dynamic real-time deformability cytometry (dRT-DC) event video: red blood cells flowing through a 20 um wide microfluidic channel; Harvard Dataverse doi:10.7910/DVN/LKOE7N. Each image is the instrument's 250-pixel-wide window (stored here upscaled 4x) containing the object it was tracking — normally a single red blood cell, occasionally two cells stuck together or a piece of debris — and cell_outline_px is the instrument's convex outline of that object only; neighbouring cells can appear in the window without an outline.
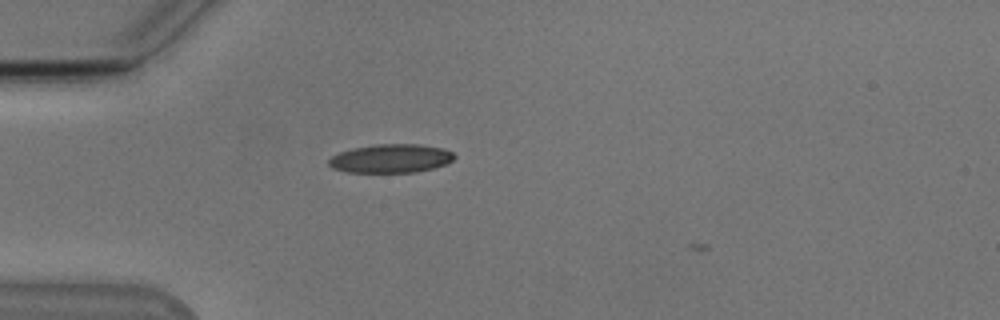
{"species": "Egyptian fruit bat (a non-hibernating species)", "species_latin": "Rousettus aegyptiacus", "temperature_condition": "cold", "stored_images_in_passage": 35, "camera_frame_rate_fps": 3000, "um_per_image_px": 0.085, "animal": {"sex": "male"}, "frame": {"image": 1, "passage_image": 2, "time_ms": 0.333, "image_size_px": [1000, 320], "cell_outline_px": [[456, 156], [448, 164], [416, 172], [348, 172], [332, 168], [328, 164], [328, 160], [332, 156], [340, 152], [352, 148], [376, 144], [416, 144], [444, 148], [452, 152]], "centroid_in_image_um": [33.23, 13.47], "position_along_channel_um": 51.8, "area_um2": 20.98}}
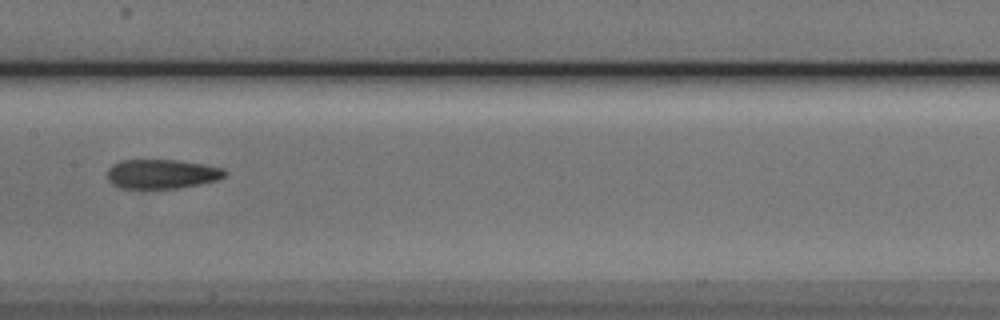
{"frame": {"image": 2, "passage_image": 14, "time_ms": 4.333, "image_size_px": [1000, 320], "cell_outline_px": [[224, 176], [216, 180], [200, 184], [176, 188], [120, 188], [112, 184], [108, 180], [108, 168], [112, 164], [120, 160], [176, 160], [204, 164], [224, 168]], "centroid_in_image_um": [13.71, 14.78], "position_along_channel_um": 193.7, "area_um2": 20.0}}
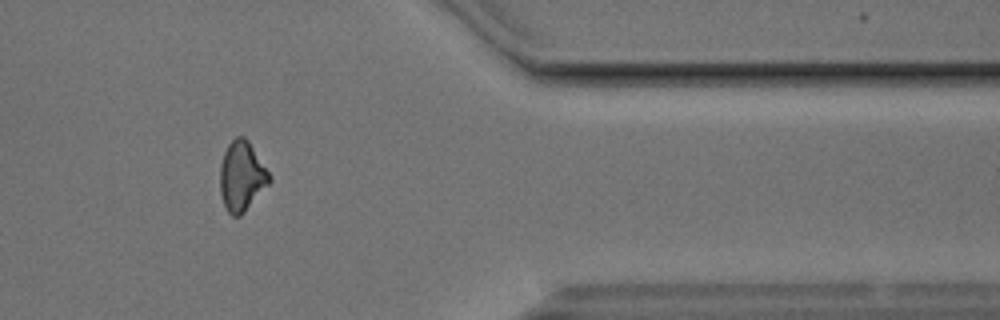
{"frame": {"image": 3, "passage_image": 31, "time_ms": 10.0, "image_size_px": [1000, 320], "cell_outline_px": [[272, 180], [244, 212], [240, 216], [232, 216], [224, 208], [220, 192], [220, 164], [224, 152], [228, 144], [236, 136], [244, 136], [248, 140], [272, 176]], "centroid_in_image_um": [20.54, 14.98], "position_along_channel_um": 390.9, "area_um2": 20.17}}